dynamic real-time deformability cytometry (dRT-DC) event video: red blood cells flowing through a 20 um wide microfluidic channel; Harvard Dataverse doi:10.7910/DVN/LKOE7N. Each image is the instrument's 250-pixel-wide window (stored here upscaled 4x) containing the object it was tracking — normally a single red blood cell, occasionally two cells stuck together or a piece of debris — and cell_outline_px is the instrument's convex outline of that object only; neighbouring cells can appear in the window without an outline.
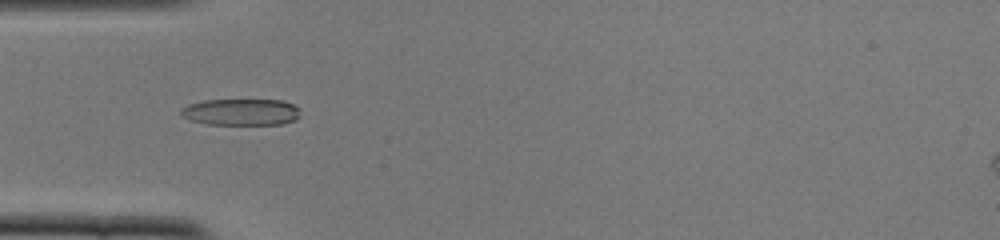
{"species": "common noctule bat (a hibernating species)", "species_latin": "Nyctalus noctula", "temperature_condition": "cold", "stored_images_in_passage": 50, "camera_frame_rate_fps": 3000, "um_per_image_px": 0.085, "animal": {"sex": "female", "body_mass_g": 22.0, "forearm_length_mm": 56.7}, "frame": {"image": 1, "passage_image": 15, "time_ms": 4.667, "image_size_px": [1000, 240], "cell_outline_px": [[300, 116], [296, 120], [284, 124], [204, 124], [188, 120], [180, 116], [180, 108], [188, 104], [204, 100], [284, 100], [296, 104], [300, 108]], "centroid_in_image_um": [20.5, 9.52], "position_along_channel_um": 64.5, "area_um2": 18.96}}
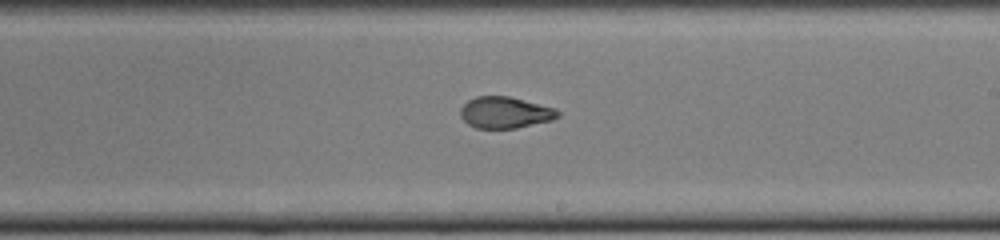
{"frame": {"image": 2, "passage_image": 29, "time_ms": 9.333, "image_size_px": [1000, 240], "cell_outline_px": [[560, 116], [552, 120], [516, 128], [476, 128], [468, 124], [460, 116], [460, 108], [468, 100], [476, 96], [508, 96], [556, 108], [560, 112]], "centroid_in_image_um": [42.93, 9.56], "position_along_channel_um": 246.1, "area_um2": 17.86}}
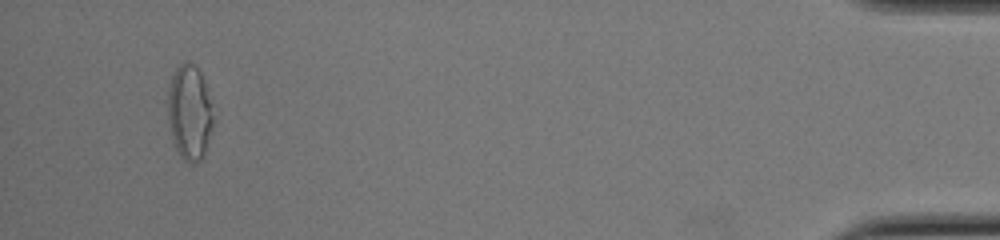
{"frame": {"image": 3, "passage_image": 48, "time_ms": 15.667, "image_size_px": [1000, 240], "cell_outline_px": [[216, 120], [204, 156], [196, 164], [188, 164], [180, 156], [176, 148], [172, 136], [168, 120], [164, 100], [172, 76], [176, 68], [180, 64], [192, 64], [200, 72]], "centroid_in_image_um": [16.1, 9.63], "position_along_channel_um": 419.1, "area_um2": 25.66}, "authors_computed_cell_mechanics": {"area_um2": 18.6694, "velocity_mm_per_s": 3.9044, "shape_relaxation_time_tau1_ms": 3.5274, "shape_relaxation_time_tau2_ms": 1.5783, "deformation_change_tau1": 0.174, "deformation_change_tau2": 0.0757}}